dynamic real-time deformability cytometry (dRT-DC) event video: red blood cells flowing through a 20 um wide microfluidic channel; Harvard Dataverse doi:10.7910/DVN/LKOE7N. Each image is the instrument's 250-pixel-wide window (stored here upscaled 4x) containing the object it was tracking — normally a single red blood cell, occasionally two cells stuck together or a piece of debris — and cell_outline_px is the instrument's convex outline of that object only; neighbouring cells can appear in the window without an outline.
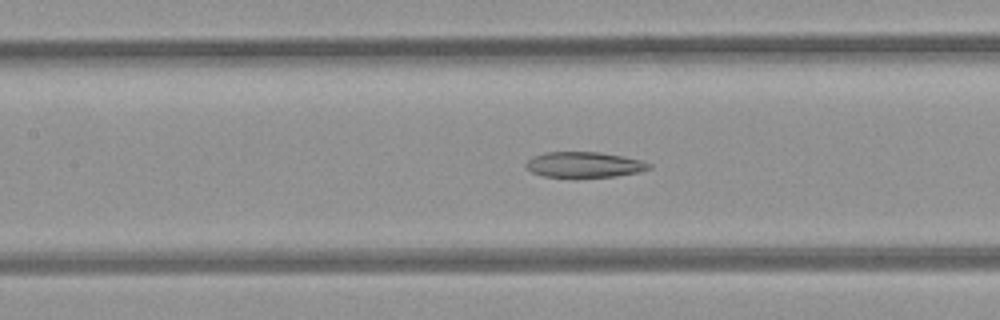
{"species": "common noctule bat (a hibernating species)", "species_latin": "Nyctalus noctula", "temperature_condition": "room temperature", "stored_images_in_passage": 46, "camera_frame_rate_fps": 3000, "um_per_image_px": 0.085, "animal": {"sex": "female", "body_mass_g": 21.9}, "frame": {"image": 1, "passage_image": 21, "time_ms": 6.667, "image_size_px": [1000, 320], "cell_outline_px": [[652, 168], [636, 172], [616, 176], [576, 180], [544, 176], [532, 172], [524, 164], [532, 156], [544, 152], [600, 152], [624, 156], [640, 160], [652, 164]], "centroid_in_image_um": [49.63, 14.03], "position_along_channel_um": 157.8, "area_um2": 19.07}}
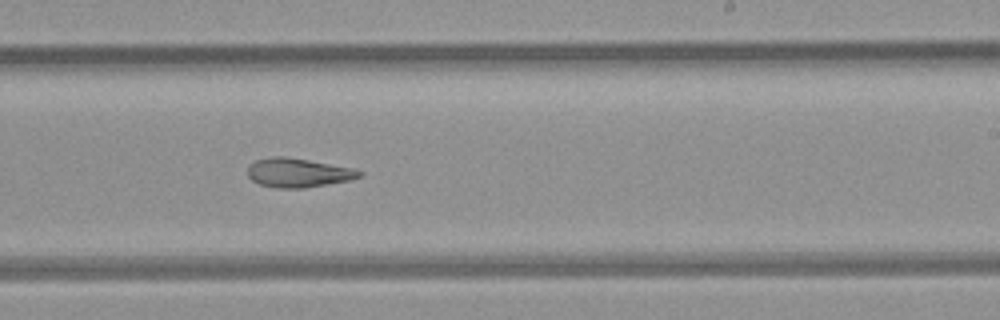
{"frame": {"image": 2, "passage_image": 29, "time_ms": 9.333, "image_size_px": [1000, 320], "cell_outline_px": [[364, 172], [360, 176], [352, 180], [304, 188], [276, 188], [260, 184], [252, 180], [248, 176], [248, 164], [256, 160], [272, 156], [284, 156], [308, 160], [352, 168]], "centroid_in_image_um": [25.32, 14.68], "position_along_channel_um": 263.7, "area_um2": 18.9}}
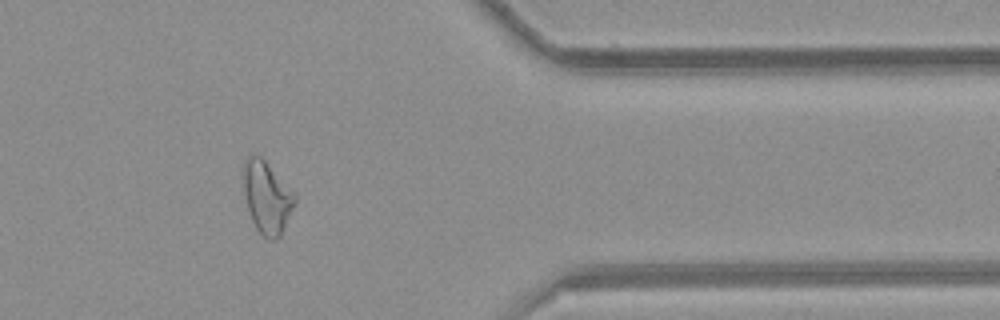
{"frame": {"image": 3, "passage_image": 40, "time_ms": 13.0, "image_size_px": [1000, 320], "cell_outline_px": [[296, 200], [280, 236], [272, 240], [268, 240], [256, 228], [252, 220], [248, 208], [244, 192], [244, 164], [248, 156], [252, 152], [260, 156], [264, 160], [296, 196]], "centroid_in_image_um": [22.67, 16.77], "position_along_channel_um": 388.7, "area_um2": 20.92}}